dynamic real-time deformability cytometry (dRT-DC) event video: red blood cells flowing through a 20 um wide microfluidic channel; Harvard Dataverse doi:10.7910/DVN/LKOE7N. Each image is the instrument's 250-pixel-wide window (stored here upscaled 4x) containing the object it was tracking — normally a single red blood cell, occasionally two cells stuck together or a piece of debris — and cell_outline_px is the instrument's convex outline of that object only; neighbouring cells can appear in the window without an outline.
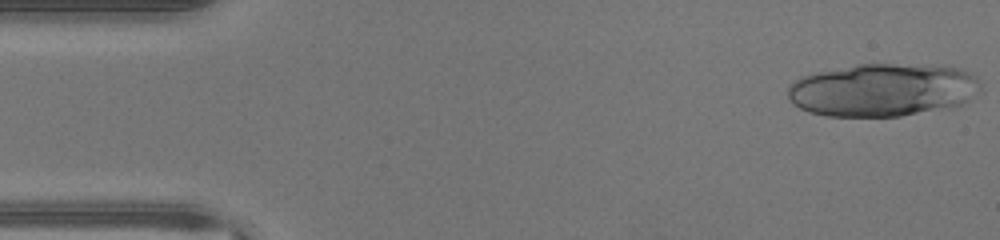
{"species": "human", "species_latin": "Homo sapiens", "temperature_condition": "warm", "stored_images_in_passage": 13, "camera_frame_rate_fps": 3000, "um_per_image_px": 0.085, "donor": {"sex": "male"}, "frame": {"image": 1, "passage_image": 1, "time_ms": 0.0, "image_size_px": [1000, 240], "cell_outline_px": [[984, 92], [964, 104], [952, 108], [900, 116], [828, 116], [808, 112], [800, 108], [788, 100], [788, 84], [804, 76], [820, 72], [856, 64], [896, 64], [960, 68], [976, 76]], "centroid_in_image_um": [75.1, 7.66], "position_along_channel_um": 9.9, "area_um2": 59.94}}
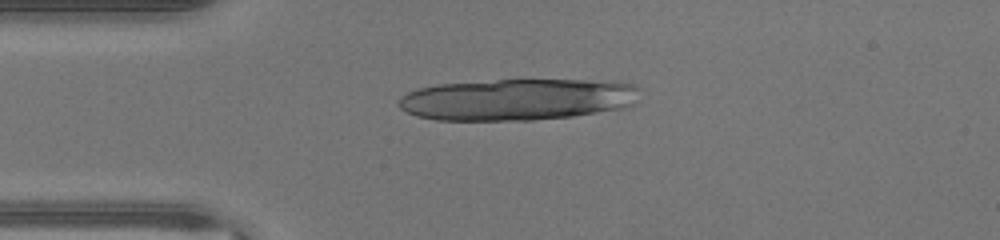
{"frame": {"image": 2, "passage_image": 10, "time_ms": 3.0, "image_size_px": [1000, 240], "cell_outline_px": [[640, 88], [632, 104], [624, 108], [572, 116], [532, 120], [436, 120], [416, 116], [400, 108], [396, 104], [400, 96], [416, 88], [440, 84], [496, 80], [616, 80], [632, 84]], "centroid_in_image_um": [43.96, 8.45], "position_along_channel_um": 41.0, "area_um2": 58.72}}